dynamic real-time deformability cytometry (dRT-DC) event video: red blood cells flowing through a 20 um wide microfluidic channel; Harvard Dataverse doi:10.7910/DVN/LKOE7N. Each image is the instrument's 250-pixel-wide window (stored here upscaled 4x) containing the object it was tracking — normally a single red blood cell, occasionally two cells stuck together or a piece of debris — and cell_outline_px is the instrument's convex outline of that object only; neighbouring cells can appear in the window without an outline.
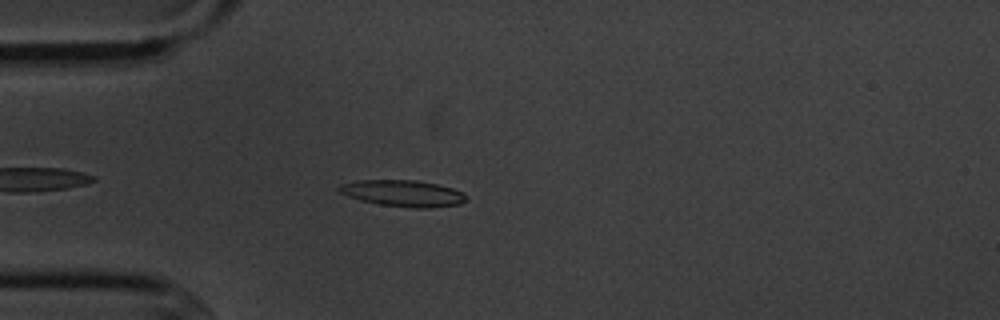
{"species": "common noctule bat (a hibernating species)", "species_latin": "Nyctalus noctula", "temperature_condition": "cold", "stored_images_in_passage": 2, "camera_frame_rate_fps": 3000, "um_per_image_px": 0.085, "animal": {"sex": "male", "body_mass_g": 20.1, "forearm_length_mm": 53.5}, "frame": {"image": 1, "passage_image": 1, "time_ms": 0.0, "image_size_px": [1000, 320], "cell_outline_px": [[468, 200], [460, 204], [432, 208], [412, 208], [380, 204], [360, 200], [348, 196], [340, 192], [336, 188], [340, 184], [356, 180], [416, 180], [436, 184], [452, 188], [464, 192]], "centroid_in_image_um": [34.27, 16.43], "position_along_channel_um": 50.7, "area_um2": 19.71}}